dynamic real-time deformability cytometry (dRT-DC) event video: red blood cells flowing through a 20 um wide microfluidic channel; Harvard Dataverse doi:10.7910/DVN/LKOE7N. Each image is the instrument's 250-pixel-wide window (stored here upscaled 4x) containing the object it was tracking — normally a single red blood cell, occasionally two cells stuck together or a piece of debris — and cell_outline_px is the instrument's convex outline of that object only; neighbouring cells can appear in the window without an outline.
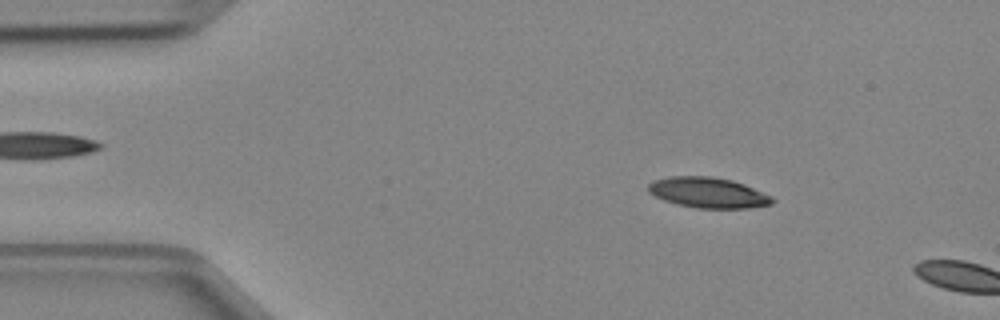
{"species": "Egyptian fruit bat (a non-hibernating species)", "species_latin": "Rousettus aegyptiacus", "temperature_condition": "cold", "stored_images_in_passage": 2, "camera_frame_rate_fps": 3000, "um_per_image_px": 0.085, "animal": {"sex": "female"}, "frame": {"image": 1, "passage_image": 1, "time_ms": 0.0, "image_size_px": [1000, 320], "cell_outline_px": [[776, 200], [772, 204], [748, 208], [696, 208], [664, 200], [648, 192], [648, 184], [652, 180], [668, 176], [712, 176], [732, 180], [744, 184], [772, 196]], "centroid_in_image_um": [60.19, 16.36], "position_along_channel_um": 24.8, "area_um2": 22.08}}